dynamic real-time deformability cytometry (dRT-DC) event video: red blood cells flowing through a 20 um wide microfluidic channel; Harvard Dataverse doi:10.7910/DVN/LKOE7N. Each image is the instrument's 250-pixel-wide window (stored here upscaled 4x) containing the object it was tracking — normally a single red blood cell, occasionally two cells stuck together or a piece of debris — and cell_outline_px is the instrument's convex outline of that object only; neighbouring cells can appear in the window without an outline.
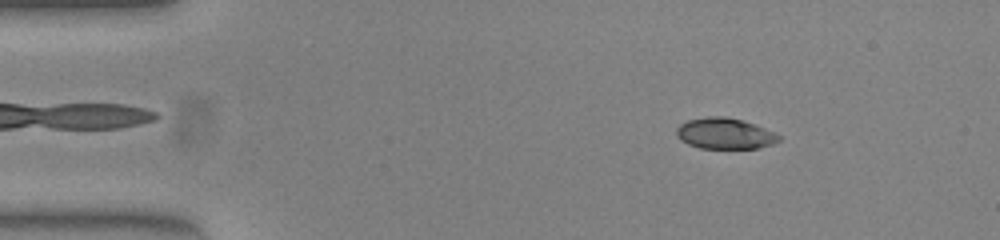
{"species": "common noctule bat (a hibernating species)", "species_latin": "Nyctalus noctula", "temperature_condition": "warm", "stored_images_in_passage": 48, "camera_frame_rate_fps": 3000, "um_per_image_px": 0.085, "animal": {"sex": "female", "body_mass_g": 23.0, "forearm_length_mm": 53.4}, "frame": {"image": 1, "passage_image": 3, "time_ms": 0.667, "image_size_px": [1000, 240], "cell_outline_px": [[780, 140], [772, 144], [756, 148], [700, 148], [688, 144], [680, 140], [676, 136], [676, 128], [680, 124], [688, 120], [708, 116], [724, 116], [756, 124], [776, 132], [780, 136]], "centroid_in_image_um": [61.61, 11.34], "position_along_channel_um": 23.4, "area_um2": 18.55}}
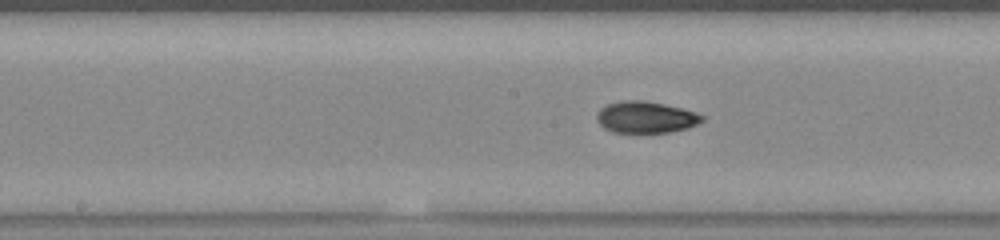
{"frame": {"image": 2, "passage_image": 22, "time_ms": 7.0, "image_size_px": [1000, 240], "cell_outline_px": [[704, 120], [688, 128], [668, 132], [636, 136], [612, 132], [604, 128], [596, 120], [596, 116], [600, 108], [608, 104], [624, 100], [644, 100], [664, 104], [696, 112], [704, 116]], "centroid_in_image_um": [54.85, 10.01], "position_along_channel_um": 193.3, "area_um2": 20.11}}
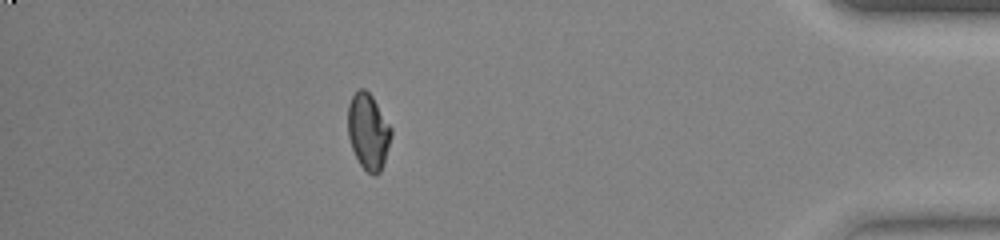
{"frame": {"image": 3, "passage_image": 42, "time_ms": 13.667, "image_size_px": [1000, 240], "cell_outline_px": [[392, 136], [380, 172], [376, 176], [372, 176], [360, 164], [352, 148], [348, 136], [348, 104], [352, 96], [360, 88], [364, 88], [372, 96], [392, 128]], "centroid_in_image_um": [31.3, 11.18], "position_along_channel_um": 403.9, "area_um2": 19.07}, "authors_computed_cell_mechanics": {"area_um2": 19.2474, "velocity_mm_per_s": 3.8826, "shape_relaxation_time_tau1_ms": 5.6861, "shape_relaxation_time_tau2_ms": 4.3875, "deformation_change_tau1": 0.1981, "deformation_change_tau2": 0.0366}}